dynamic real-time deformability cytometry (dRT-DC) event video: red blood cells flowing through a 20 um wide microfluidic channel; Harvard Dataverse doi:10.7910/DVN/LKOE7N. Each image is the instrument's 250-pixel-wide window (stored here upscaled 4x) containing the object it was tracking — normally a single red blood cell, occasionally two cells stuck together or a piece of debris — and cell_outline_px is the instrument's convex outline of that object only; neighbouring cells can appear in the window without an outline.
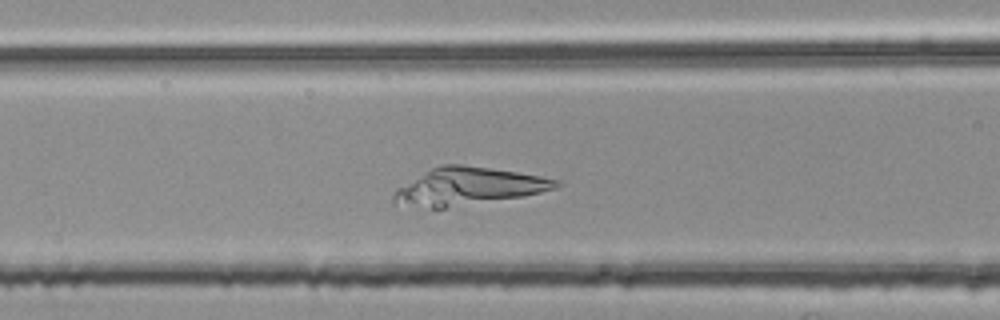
{"species": "common noctule bat (a hibernating species)", "species_latin": "Nyctalus noctula", "temperature_condition": "room temperature", "stored_images_in_passage": 37, "camera_frame_rate_fps": 3000, "um_per_image_px": 0.085, "animal": {"sex": "female", "body_mass_g": 25.1}, "frame": {"image": 1, "passage_image": 12, "time_ms": 3.667, "image_size_px": [1000, 320], "cell_outline_px": [[560, 184], [556, 188], [524, 196], [444, 208], [432, 208], [392, 204], [392, 196], [396, 188], [432, 168], [440, 164], [460, 164], [516, 172], [540, 176], [560, 180]], "centroid_in_image_um": [39.75, 15.85], "position_along_channel_um": 126.8, "area_um2": 35.08}}
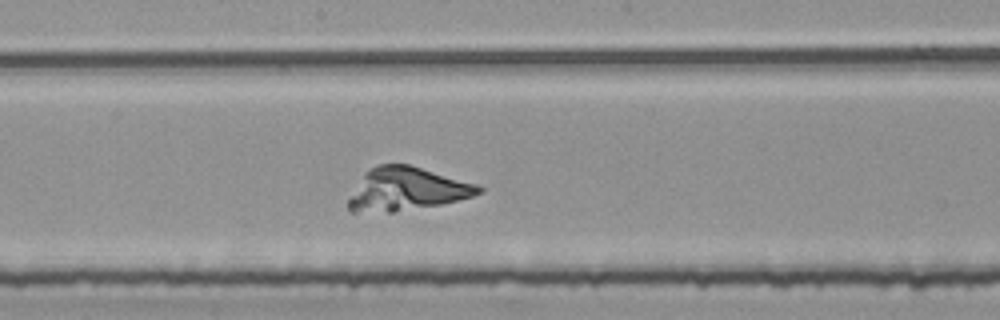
{"frame": {"image": 2, "passage_image": 19, "time_ms": 6.0, "image_size_px": [1000, 320], "cell_outline_px": [[484, 192], [472, 196], [440, 204], [392, 212], [352, 212], [348, 208], [348, 200], [364, 172], [376, 164], [408, 164], [476, 184], [484, 188]], "centroid_in_image_um": [34.54, 16.07], "position_along_channel_um": 213.7, "area_um2": 32.31}}
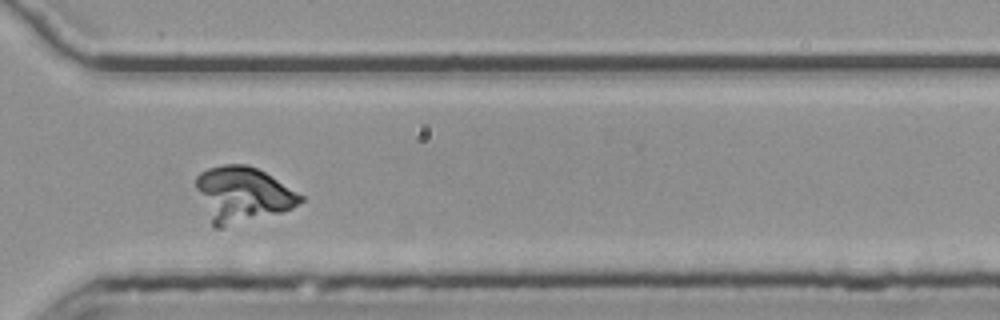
{"frame": {"image": 3, "passage_image": 30, "time_ms": 9.667, "image_size_px": [1000, 320], "cell_outline_px": [[304, 200], [292, 208], [280, 212], [224, 228], [216, 228], [212, 224], [196, 188], [196, 176], [200, 172], [208, 168], [224, 164], [248, 164], [264, 172], [304, 196]], "centroid_in_image_um": [20.6, 16.52], "position_along_channel_um": 350.0, "area_um2": 33.35}}